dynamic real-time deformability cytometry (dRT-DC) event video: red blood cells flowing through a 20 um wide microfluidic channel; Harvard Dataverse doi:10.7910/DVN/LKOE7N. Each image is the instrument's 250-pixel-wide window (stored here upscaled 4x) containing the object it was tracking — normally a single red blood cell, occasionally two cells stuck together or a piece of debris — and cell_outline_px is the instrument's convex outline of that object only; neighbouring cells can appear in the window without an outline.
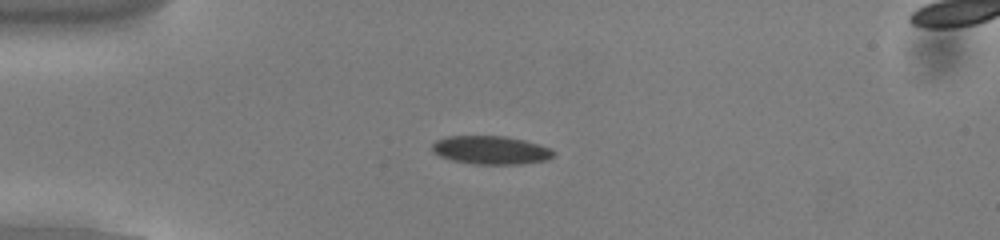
{"species": "common noctule bat (a hibernating species)", "species_latin": "Nyctalus noctula", "temperature_condition": "cold", "stored_images_in_passage": 54, "camera_frame_rate_fps": 3000, "um_per_image_px": 0.085, "animal": {"sex": "male", "body_mass_g": 13.0, "forearm_length_mm": 53.1}, "frame": {"image": 1, "passage_image": 14, "time_ms": 4.333, "image_size_px": [1000, 240], "cell_outline_px": [[556, 152], [548, 160], [520, 164], [476, 164], [452, 160], [440, 156], [432, 148], [432, 144], [436, 140], [448, 136], [504, 136], [524, 140], [552, 148]], "centroid_in_image_um": [41.76, 12.75], "position_along_channel_um": 43.2, "area_um2": 20.0}}
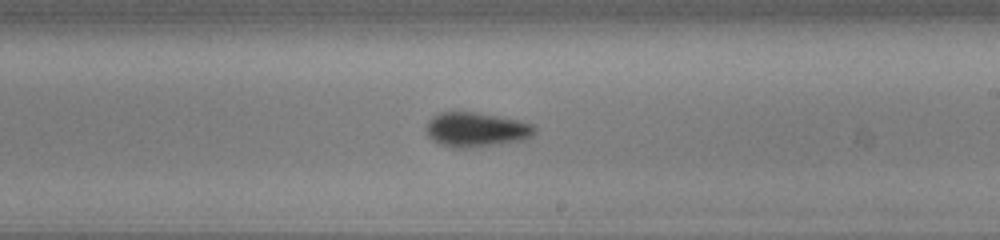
{"frame": {"image": 2, "passage_image": 32, "time_ms": 10.333, "image_size_px": [1000, 240], "cell_outline_px": [[536, 132], [532, 136], [524, 140], [500, 144], [472, 148], [452, 148], [440, 144], [432, 140], [428, 136], [428, 120], [432, 116], [440, 112], [472, 112], [516, 120], [532, 124], [536, 128]], "centroid_in_image_um": [40.48, 11.04], "position_along_channel_um": 248.5, "area_um2": 21.73}}
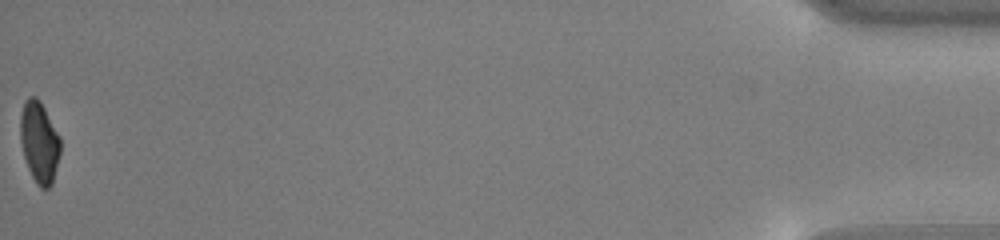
{"frame": {"image": 3, "passage_image": 54, "time_ms": 17.667, "image_size_px": [1000, 240], "cell_outline_px": [[60, 152], [52, 184], [48, 188], [40, 188], [36, 184], [28, 168], [24, 156], [20, 140], [20, 116], [24, 100], [28, 96], [36, 96], [40, 100], [60, 136]], "centroid_in_image_um": [3.33, 12.05], "position_along_channel_um": 431.9, "area_um2": 19.07}, "authors_computed_cell_mechanics": {"area_um2": 20.23, "velocity_mm_per_s": 3.851, "shape_relaxation_time_tau1_ms": 2.6046, "shape_relaxation_time_tau2_ms": 4.4985, "deformation_change_tau1": 0.0958, "deformation_change_tau2": 0.0753}}